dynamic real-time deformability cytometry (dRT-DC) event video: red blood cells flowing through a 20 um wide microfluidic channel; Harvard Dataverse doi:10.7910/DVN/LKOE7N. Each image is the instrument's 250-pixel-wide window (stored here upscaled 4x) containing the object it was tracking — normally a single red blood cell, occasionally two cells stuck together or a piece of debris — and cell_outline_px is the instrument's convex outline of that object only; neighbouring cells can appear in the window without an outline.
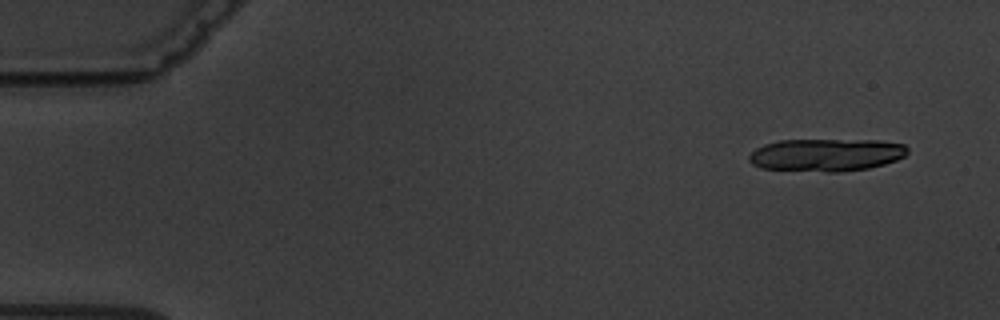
{"species": "common noctule bat (a hibernating species)", "species_latin": "Nyctalus noctula", "temperature_condition": "warm", "stored_images_in_passage": 4, "camera_frame_rate_fps": 3000, "um_per_image_px": 0.085, "animal": {"sex": "male", "body_mass_g": 19.5, "forearm_length_mm": 54.6}, "frame": {"image": 1, "passage_image": 1, "time_ms": 0.0, "image_size_px": [1000, 320], "cell_outline_px": [[908, 152], [904, 156], [896, 160], [884, 164], [868, 168], [840, 172], [828, 172], [760, 168], [752, 164], [748, 160], [748, 156], [756, 148], [764, 144], [780, 140], [880, 140], [904, 144], [908, 148]], "centroid_in_image_um": [70.23, 13.16], "position_along_channel_um": 14.8, "area_um2": 30.29}}